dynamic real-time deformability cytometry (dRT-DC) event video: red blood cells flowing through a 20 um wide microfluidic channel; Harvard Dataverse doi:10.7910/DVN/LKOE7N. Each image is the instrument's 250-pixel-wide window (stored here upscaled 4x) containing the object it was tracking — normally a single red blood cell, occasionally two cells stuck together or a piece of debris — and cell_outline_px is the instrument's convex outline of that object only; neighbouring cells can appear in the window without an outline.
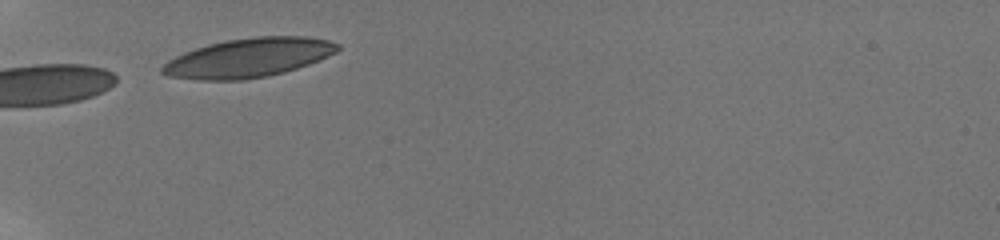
{"species": "human", "species_latin": "Homo sapiens", "temperature_condition": "room temperature", "stored_images_in_passage": 5, "camera_frame_rate_fps": 3000, "um_per_image_px": 0.085, "donor": {"sex": "male"}, "frame": {"image": 1, "passage_image": 2, "time_ms": 1.0, "image_size_px": [1000, 240], "cell_outline_px": [[340, 48], [336, 52], [328, 56], [308, 64], [284, 72], [268, 76], [244, 80], [200, 80], [168, 76], [160, 72], [160, 68], [168, 60], [184, 52], [208, 44], [228, 40], [256, 36], [308, 36], [328, 40], [340, 44]], "centroid_in_image_um": [21.12, 4.91], "position_along_channel_um": 63.9, "area_um2": 39.94}}